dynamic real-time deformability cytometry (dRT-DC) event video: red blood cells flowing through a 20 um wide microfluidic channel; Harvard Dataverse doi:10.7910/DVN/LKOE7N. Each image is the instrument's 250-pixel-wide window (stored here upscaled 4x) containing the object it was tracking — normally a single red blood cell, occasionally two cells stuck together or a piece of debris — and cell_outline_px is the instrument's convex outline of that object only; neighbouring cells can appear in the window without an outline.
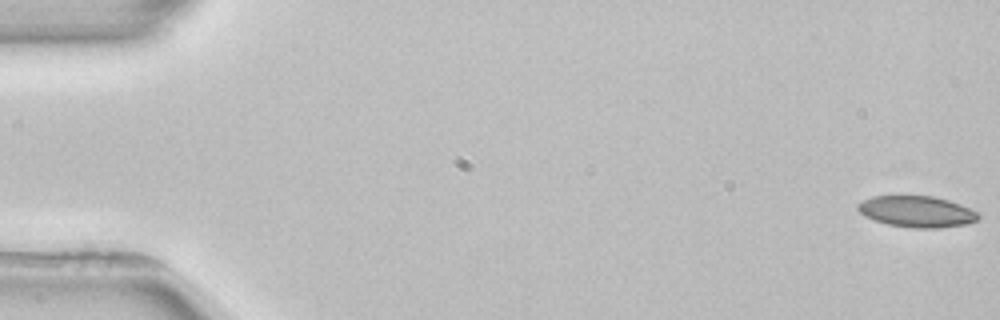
{"species": "common noctule bat (a hibernating species)", "species_latin": "Nyctalus noctula", "temperature_condition": "room temperature", "stored_images_in_passage": 5, "camera_frame_rate_fps": 3000, "um_per_image_px": 0.085, "animal": {"sex": "female", "body_mass_g": 22.7, "forearm_length_mm": 54.2}, "frame": {"image": 1, "passage_image": 1, "time_ms": 0.0, "image_size_px": [1000, 320], "cell_outline_px": [[980, 216], [976, 220], [968, 224], [936, 228], [912, 228], [888, 224], [864, 216], [856, 208], [856, 204], [872, 196], [932, 196], [948, 200], [960, 204], [976, 212]], "centroid_in_image_um": [77.9, 17.98], "position_along_channel_um": 7.1, "area_um2": 21.79}}
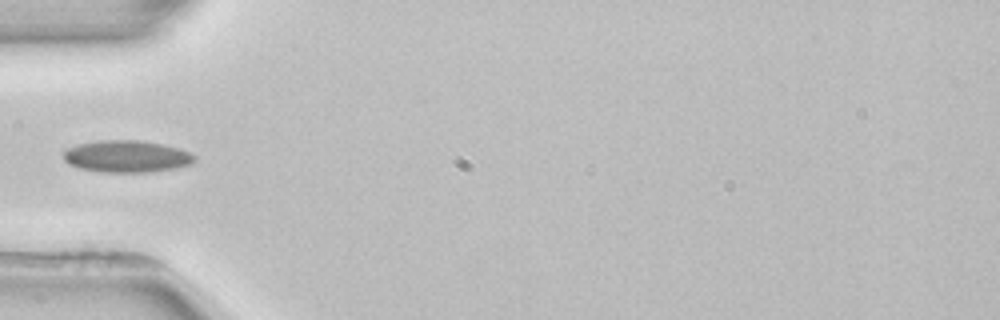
{"frame": {"image": 2, "passage_image": 4, "time_ms": 5.667, "image_size_px": [1000, 320], "cell_outline_px": [[196, 160], [192, 164], [172, 168], [148, 172], [104, 172], [80, 168], [68, 164], [64, 160], [64, 152], [68, 148], [76, 144], [96, 140], [140, 140], [180, 148], [196, 156]], "centroid_in_image_um": [10.75, 13.28], "position_along_channel_um": 74.2, "area_um2": 24.39}}